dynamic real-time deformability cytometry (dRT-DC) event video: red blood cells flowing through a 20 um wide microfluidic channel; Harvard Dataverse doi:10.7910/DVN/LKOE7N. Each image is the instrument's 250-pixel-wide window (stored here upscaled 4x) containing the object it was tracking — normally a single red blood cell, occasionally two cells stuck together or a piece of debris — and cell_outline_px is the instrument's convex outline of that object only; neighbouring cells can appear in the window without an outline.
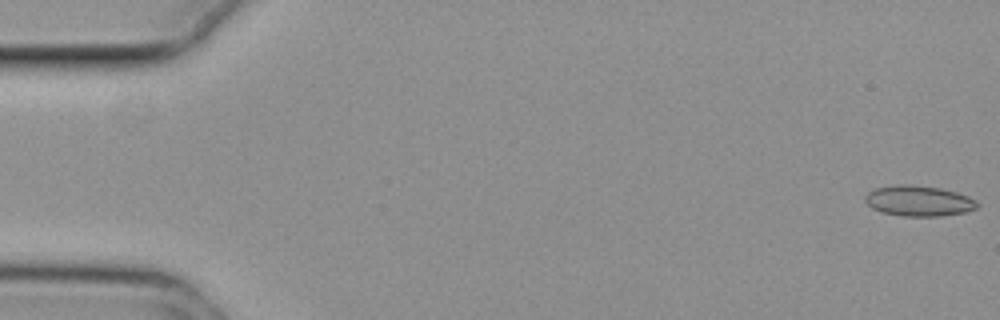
{"species": "common noctule bat (a hibernating species)", "species_latin": "Nyctalus noctula", "temperature_condition": "cold", "stored_images_in_passage": 10, "camera_frame_rate_fps": 3000, "um_per_image_px": 0.085, "animal": {"sex": "female", "body_mass_g": 29.2, "forearm_length_mm": 56.3}, "frame": {"image": 1, "passage_image": 1, "time_ms": 0.0, "image_size_px": [1000, 320], "cell_outline_px": [[980, 204], [976, 208], [964, 212], [940, 216], [904, 216], [880, 212], [872, 208], [864, 200], [864, 196], [868, 192], [876, 188], [896, 184], [908, 184], [940, 188], [956, 192], [968, 196], [976, 200]], "centroid_in_image_um": [78.07, 17.07], "position_along_channel_um": 6.9, "area_um2": 20.0}}